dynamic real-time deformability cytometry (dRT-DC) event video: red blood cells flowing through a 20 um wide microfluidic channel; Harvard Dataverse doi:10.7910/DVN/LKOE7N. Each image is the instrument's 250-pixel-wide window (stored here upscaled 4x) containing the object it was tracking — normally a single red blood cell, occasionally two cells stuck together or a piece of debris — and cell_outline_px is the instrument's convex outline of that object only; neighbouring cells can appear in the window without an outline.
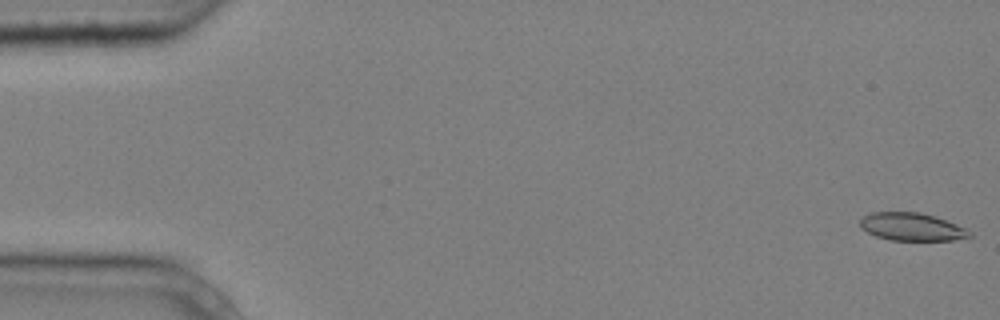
{"species": "common noctule bat (a hibernating species)", "species_latin": "Nyctalus noctula", "temperature_condition": "cold", "stored_images_in_passage": 5, "camera_frame_rate_fps": 3000, "um_per_image_px": 0.085, "animal": {"sex": "male", "body_mass_g": 20.4}, "frame": {"image": 1, "passage_image": 1, "time_ms": 0.0, "image_size_px": [1000, 320], "cell_outline_px": [[972, 236], [952, 240], [888, 240], [876, 236], [860, 228], [860, 216], [872, 212], [920, 212], [968, 228], [972, 232]], "centroid_in_image_um": [77.47, 19.28], "position_along_channel_um": 7.5, "area_um2": 17.8}}
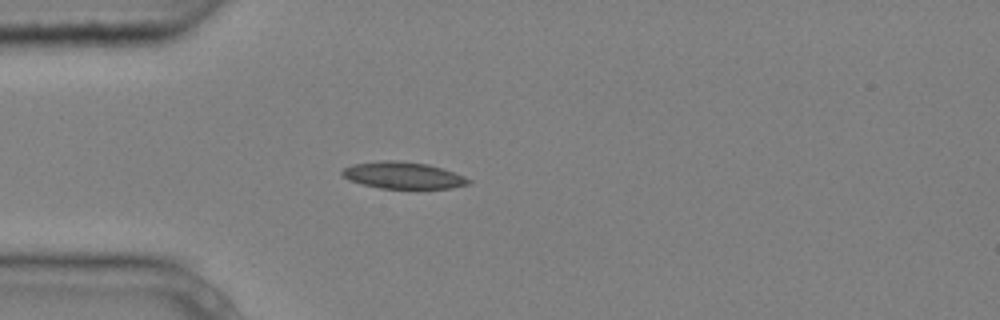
{"frame": {"image": 2, "passage_image": 5, "time_ms": 1.333, "image_size_px": [1000, 320], "cell_outline_px": [[472, 180], [468, 184], [452, 188], [380, 188], [360, 184], [348, 180], [340, 172], [344, 168], [352, 164], [380, 160], [400, 160], [428, 164], [464, 176]], "centroid_in_image_um": [34.21, 14.89], "position_along_channel_um": 50.8, "area_um2": 19.71}}